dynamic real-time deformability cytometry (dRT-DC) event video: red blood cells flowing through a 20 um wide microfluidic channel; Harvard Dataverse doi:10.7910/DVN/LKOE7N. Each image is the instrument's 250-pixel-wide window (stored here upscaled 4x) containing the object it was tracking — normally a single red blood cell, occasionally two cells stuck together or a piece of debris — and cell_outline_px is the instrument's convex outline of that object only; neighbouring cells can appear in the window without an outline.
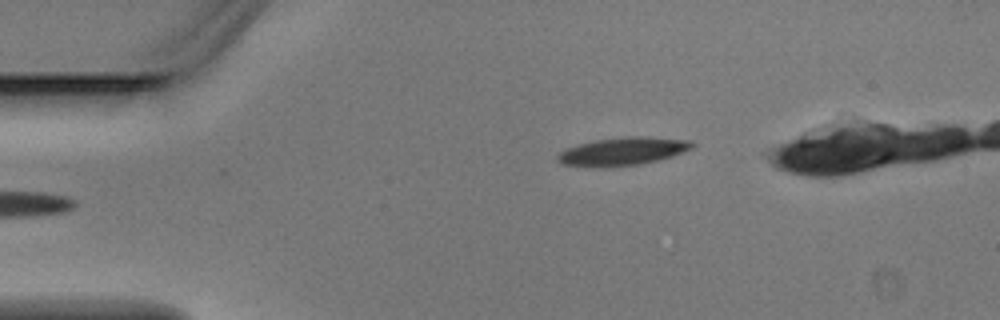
{"species": "Egyptian fruit bat (a non-hibernating species)", "species_latin": "Rousettus aegyptiacus", "temperature_condition": "warm", "stored_images_in_passage": 4, "camera_frame_rate_fps": 3000, "um_per_image_px": 0.085, "animal": {"sex": "male"}, "frame": {"image": 1, "passage_image": 4, "time_ms": 1.0, "image_size_px": [1000, 320], "cell_outline_px": [[696, 144], [692, 148], [672, 156], [656, 160], [636, 164], [564, 164], [556, 160], [556, 156], [564, 148], [592, 140], [624, 136], [644, 136], [688, 140]], "centroid_in_image_um": [52.97, 12.79], "position_along_channel_um": 32.0, "area_um2": 20.98}}